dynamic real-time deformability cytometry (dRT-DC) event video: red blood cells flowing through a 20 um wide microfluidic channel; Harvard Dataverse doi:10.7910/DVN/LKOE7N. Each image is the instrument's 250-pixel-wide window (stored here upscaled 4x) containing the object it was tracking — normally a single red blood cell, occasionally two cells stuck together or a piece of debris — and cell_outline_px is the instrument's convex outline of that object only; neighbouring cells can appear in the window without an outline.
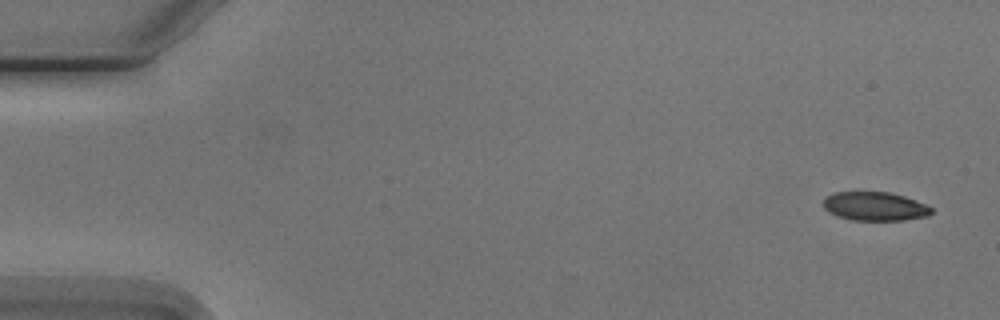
{"species": "Egyptian fruit bat (a non-hibernating species)", "species_latin": "Rousettus aegyptiacus", "temperature_condition": "cold", "stored_images_in_passage": 6, "camera_frame_rate_fps": 3000, "um_per_image_px": 0.085, "animal": {"sex": "male"}, "frame": {"image": 1, "passage_image": 1, "time_ms": 0.0, "image_size_px": [1000, 320], "cell_outline_px": [[932, 212], [928, 216], [904, 220], [852, 220], [836, 216], [828, 212], [824, 208], [824, 200], [828, 196], [836, 192], [888, 192], [904, 196], [924, 204], [932, 208]], "centroid_in_image_um": [74.35, 17.55], "position_along_channel_um": 10.6, "area_um2": 17.98}}
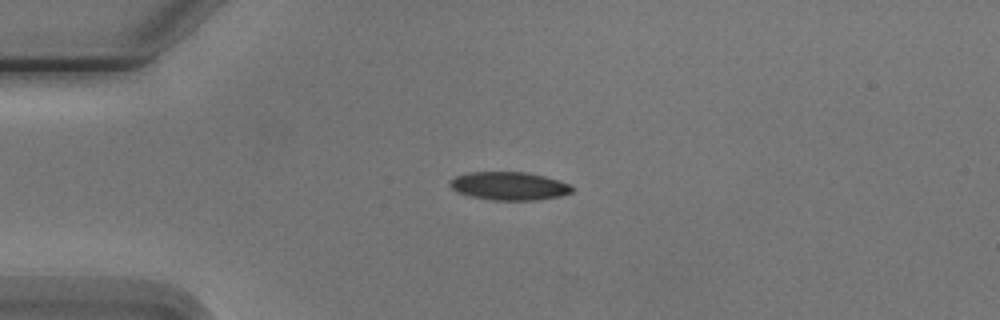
{"frame": {"image": 2, "passage_image": 4, "time_ms": 3.667, "image_size_px": [1000, 320], "cell_outline_px": [[572, 192], [560, 196], [540, 200], [488, 200], [468, 196], [456, 192], [448, 184], [448, 180], [456, 176], [468, 172], [528, 172], [544, 176], [568, 184], [572, 188]], "centroid_in_image_um": [43.2, 15.81], "position_along_channel_um": 41.8, "area_um2": 20.23}}